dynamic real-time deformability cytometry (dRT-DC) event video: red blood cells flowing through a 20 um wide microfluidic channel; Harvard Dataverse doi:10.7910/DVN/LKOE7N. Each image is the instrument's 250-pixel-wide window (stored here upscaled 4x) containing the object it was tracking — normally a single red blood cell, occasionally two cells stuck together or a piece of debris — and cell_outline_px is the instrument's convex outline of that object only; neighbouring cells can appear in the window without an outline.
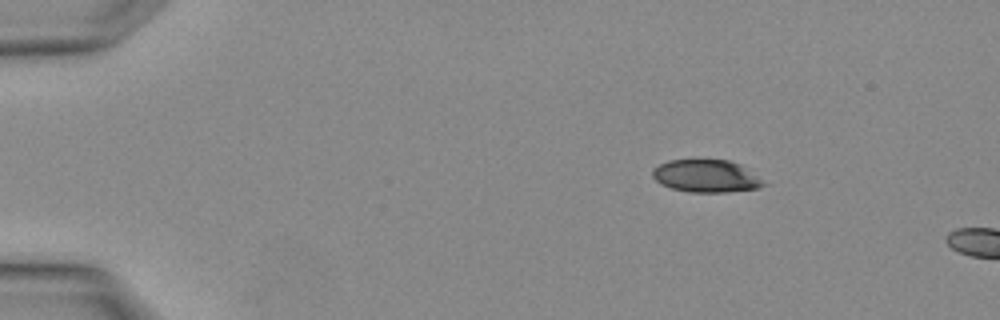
{"species": "Egyptian fruit bat (a non-hibernating species)", "species_latin": "Rousettus aegyptiacus", "temperature_condition": "warm", "stored_images_in_passage": 2, "camera_frame_rate_fps": 3000, "um_per_image_px": 0.085, "animal": {"sex": "female"}, "frame": {"image": 1, "passage_image": 1, "time_ms": 0.0, "image_size_px": [1000, 320], "cell_outline_px": [[768, 184], [760, 188], [724, 192], [688, 192], [672, 188], [660, 184], [652, 176], [652, 168], [668, 160], [728, 160], [740, 164]], "centroid_in_image_um": [60.01, 14.97], "position_along_channel_um": 25.0, "area_um2": 21.04}}